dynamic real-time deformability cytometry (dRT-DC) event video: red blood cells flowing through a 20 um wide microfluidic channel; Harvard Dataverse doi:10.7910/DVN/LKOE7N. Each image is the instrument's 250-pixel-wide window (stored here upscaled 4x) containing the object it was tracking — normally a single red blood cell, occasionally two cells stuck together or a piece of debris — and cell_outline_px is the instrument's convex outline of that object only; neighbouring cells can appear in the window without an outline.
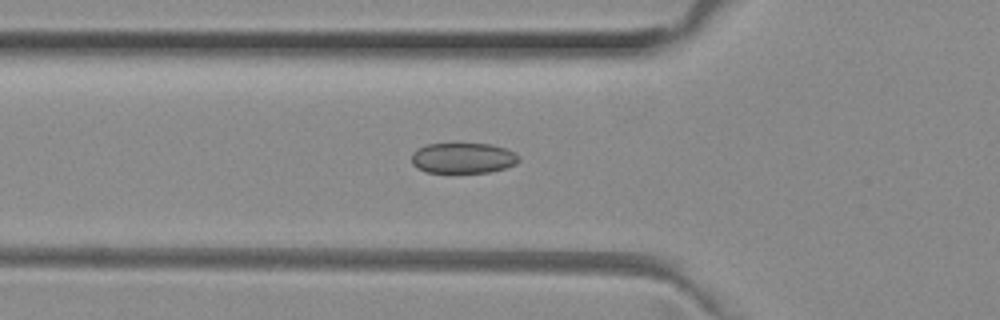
{"species": "common noctule bat (a hibernating species)", "species_latin": "Nyctalus noctula", "temperature_condition": "room temperature", "stored_images_in_passage": 51, "camera_frame_rate_fps": 3000, "um_per_image_px": 0.085, "animal": {"sex": "female", "body_mass_g": 29.2, "forearm_length_mm": 56.3}, "frame": {"image": 1, "passage_image": 17, "time_ms": 5.333, "image_size_px": [1000, 320], "cell_outline_px": [[520, 160], [516, 164], [504, 168], [488, 172], [424, 172], [416, 168], [412, 164], [412, 152], [416, 148], [428, 144], [492, 144], [516, 152], [520, 156]], "centroid_in_image_um": [39.35, 13.43], "position_along_channel_um": 86.4, "area_um2": 19.19}}
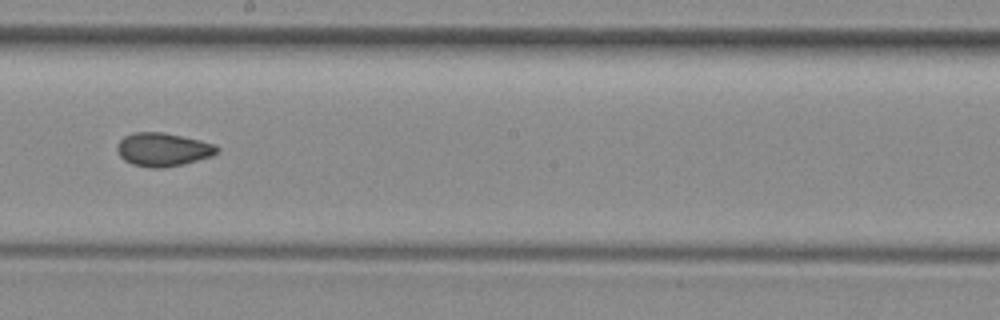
{"frame": {"image": 2, "passage_image": 28, "time_ms": 9.0, "image_size_px": [1000, 320], "cell_outline_px": [[220, 152], [212, 156], [184, 164], [164, 168], [148, 168], [132, 164], [124, 160], [120, 156], [116, 148], [120, 140], [124, 136], [132, 132], [164, 132], [200, 140], [216, 144], [220, 148]], "centroid_in_image_um": [13.88, 12.71], "position_along_channel_um": 234.3, "area_um2": 19.77}}
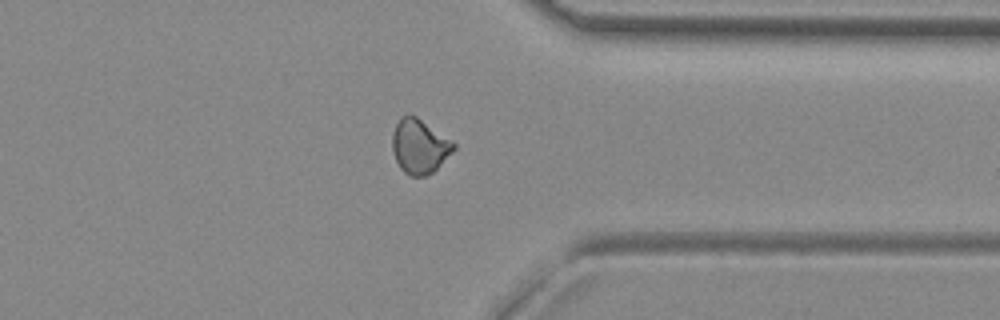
{"frame": {"image": 3, "passage_image": 39, "time_ms": 12.667, "image_size_px": [1000, 320], "cell_outline_px": [[456, 148], [432, 172], [424, 176], [408, 176], [400, 168], [392, 152], [392, 132], [396, 124], [404, 116], [416, 116], [452, 140], [456, 144]], "centroid_in_image_um": [35.65, 12.45], "position_along_channel_um": 375.8, "area_um2": 19.25}, "authors_computed_cell_mechanics": {"area_um2": 19.4208, "velocity_mm_per_s": 4.0272, "shape_relaxation_time_tau1_ms": null, "shape_relaxation_time_tau2_ms": 2.264, "deformation_change_tau1": null, "deformation_change_tau2": 0.0729}}